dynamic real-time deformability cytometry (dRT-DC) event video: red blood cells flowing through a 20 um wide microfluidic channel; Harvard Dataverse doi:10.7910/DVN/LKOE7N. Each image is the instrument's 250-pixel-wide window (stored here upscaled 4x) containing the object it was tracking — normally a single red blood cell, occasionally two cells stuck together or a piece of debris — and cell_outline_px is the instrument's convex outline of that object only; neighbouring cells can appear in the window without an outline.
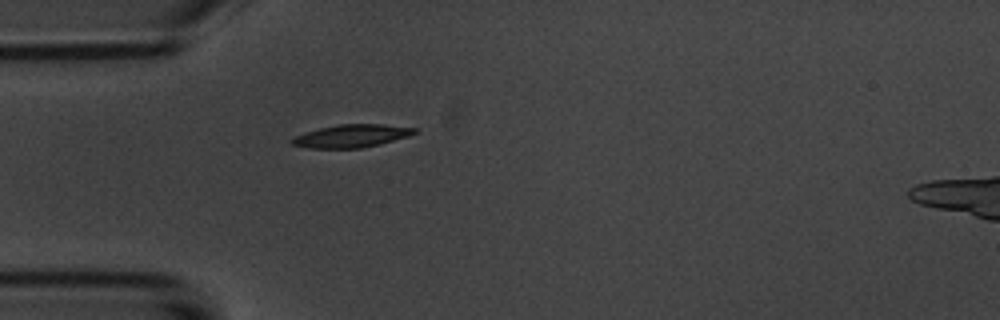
{"species": "common noctule bat (a hibernating species)", "species_latin": "Nyctalus noctula", "temperature_condition": "room temperature", "stored_images_in_passage": 1, "camera_frame_rate_fps": 3000, "um_per_image_px": 0.085, "animal": {"sex": "male", "body_mass_g": 20.1, "forearm_length_mm": 53.5}, "frame": {"image": 1, "passage_image": 1, "time_ms": 0.0, "image_size_px": [1000, 320], "cell_outline_px": [[416, 132], [408, 136], [360, 148], [308, 148], [292, 144], [288, 140], [296, 136], [320, 128], [340, 124], [384, 124], [416, 128]], "centroid_in_image_um": [29.85, 11.55], "position_along_channel_um": 55.2, "area_um2": 15.95}}